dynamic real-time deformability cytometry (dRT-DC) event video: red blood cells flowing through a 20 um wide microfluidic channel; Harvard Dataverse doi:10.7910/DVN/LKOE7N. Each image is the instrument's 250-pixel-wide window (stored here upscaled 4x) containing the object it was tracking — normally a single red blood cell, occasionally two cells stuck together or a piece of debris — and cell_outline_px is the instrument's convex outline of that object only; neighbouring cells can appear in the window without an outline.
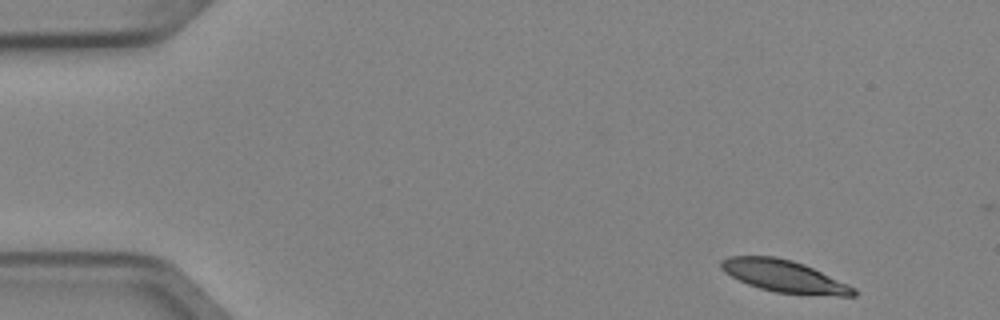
{"species": "Egyptian fruit bat (a non-hibernating species)", "species_latin": "Rousettus aegyptiacus", "temperature_condition": "cold", "stored_images_in_passage": 4, "camera_frame_rate_fps": 3000, "um_per_image_px": 0.085, "animal": {"sex": "female"}, "frame": {"image": 1, "passage_image": 1, "time_ms": 0.0, "image_size_px": [1000, 320], "cell_outline_px": [[856, 296], [836, 296], [776, 292], [760, 288], [748, 284], [724, 272], [720, 268], [720, 260], [728, 256], [776, 256], [792, 260], [804, 264], [848, 284], [856, 288]], "centroid_in_image_um": [66.65, 23.47], "position_along_channel_um": 18.4, "area_um2": 24.68}}